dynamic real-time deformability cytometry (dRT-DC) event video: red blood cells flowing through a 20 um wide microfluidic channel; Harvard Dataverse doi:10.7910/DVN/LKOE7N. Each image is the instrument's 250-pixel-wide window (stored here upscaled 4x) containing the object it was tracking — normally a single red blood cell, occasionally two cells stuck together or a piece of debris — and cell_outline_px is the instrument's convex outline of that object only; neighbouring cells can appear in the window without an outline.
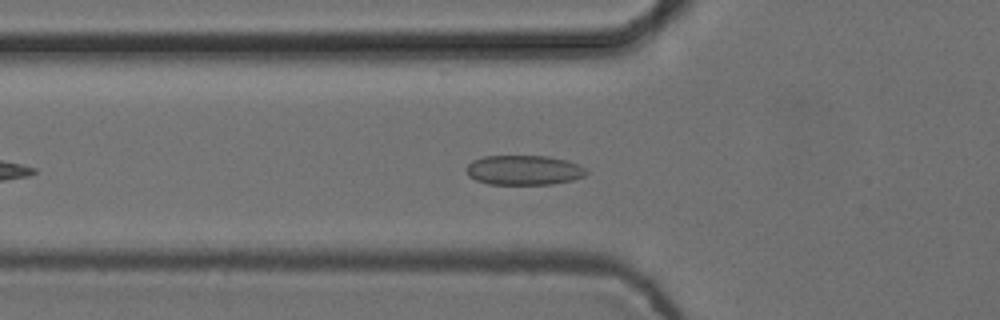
{"species": "common noctule bat (a hibernating species)", "species_latin": "Nyctalus noctula", "temperature_condition": "cold", "stored_images_in_passage": 45, "camera_frame_rate_fps": 3000, "um_per_image_px": 0.085, "animal": {"sex": "female", "body_mass_g": 24.6, "forearm_length_mm": 56.2}, "frame": {"image": 1, "passage_image": 9, "time_ms": 2.667, "image_size_px": [1000, 320], "cell_outline_px": [[588, 172], [584, 176], [572, 180], [552, 184], [488, 184], [476, 180], [468, 176], [464, 168], [472, 160], [484, 156], [548, 156], [568, 160], [580, 164]], "centroid_in_image_um": [44.51, 14.45], "position_along_channel_um": 81.3, "area_um2": 20.98}}
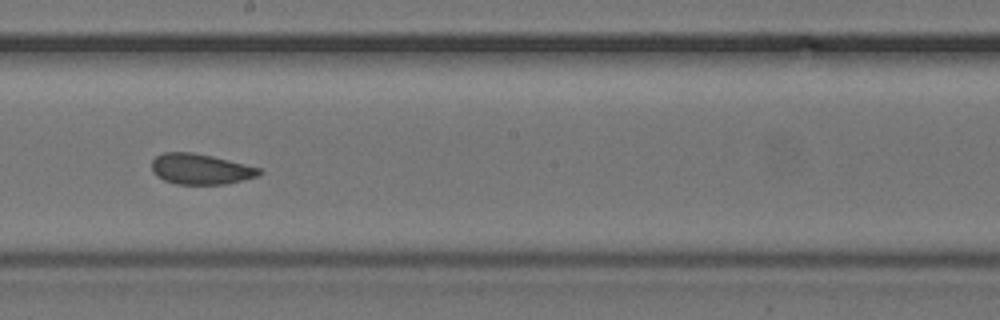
{"frame": {"image": 2, "passage_image": 21, "time_ms": 6.667, "image_size_px": [1000, 320], "cell_outline_px": [[264, 172], [256, 176], [228, 184], [176, 184], [164, 180], [156, 176], [152, 172], [152, 160], [156, 156], [164, 152], [192, 152], [212, 156], [260, 168]], "centroid_in_image_um": [17.02, 14.37], "position_along_channel_um": 231.2, "area_um2": 19.13}}
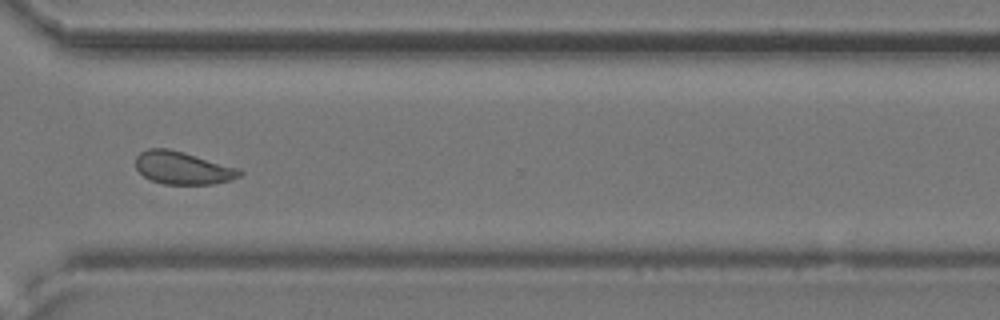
{"frame": {"image": 3, "passage_image": 31, "time_ms": 10.0, "image_size_px": [1000, 320], "cell_outline_px": [[244, 172], [240, 176], [232, 180], [212, 184], [164, 184], [152, 180], [144, 176], [136, 168], [136, 156], [140, 152], [148, 148], [168, 148], [184, 152], [240, 168]], "centroid_in_image_um": [15.56, 14.27], "position_along_channel_um": 355.0, "area_um2": 19.94}, "authors_computed_cell_mechanics": {"area_um2": 19.8254, "velocity_mm_per_s": 3.7282, "shape_relaxation_time_tau1_ms": 5.524, "shape_relaxation_time_tau2_ms": 1.0807, "deformation_change_tau1": 0.0829, "deformation_change_tau2": 0.0631}}